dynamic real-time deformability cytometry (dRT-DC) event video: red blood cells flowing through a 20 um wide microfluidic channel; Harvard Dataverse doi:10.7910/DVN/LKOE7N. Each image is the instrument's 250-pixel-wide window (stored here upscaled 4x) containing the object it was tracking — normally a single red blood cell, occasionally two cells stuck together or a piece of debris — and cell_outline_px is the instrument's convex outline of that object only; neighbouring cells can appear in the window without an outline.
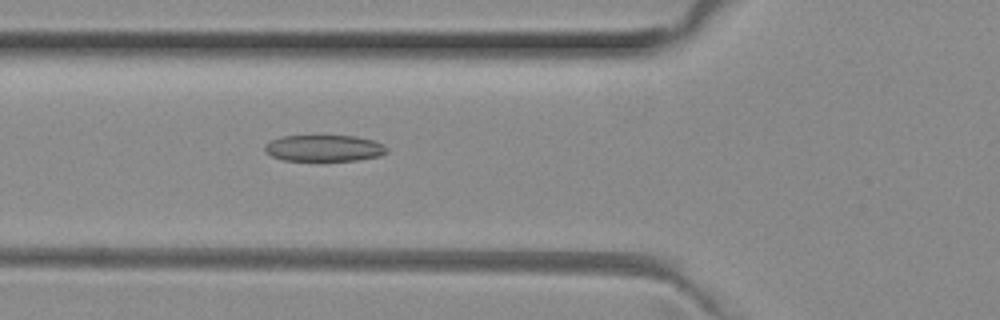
{"species": "common noctule bat (a hibernating species)", "species_latin": "Nyctalus noctula", "temperature_condition": "room temperature", "stored_images_in_passage": 46, "camera_frame_rate_fps": 3000, "um_per_image_px": 0.085, "animal": {"sex": "female", "body_mass_g": 29.2, "forearm_length_mm": 56.3}, "frame": {"image": 1, "passage_image": 13, "time_ms": 4.0, "image_size_px": [1000, 320], "cell_outline_px": [[388, 152], [380, 156], [356, 160], [284, 160], [272, 156], [264, 152], [264, 144], [280, 136], [356, 136], [372, 140], [388, 148]], "centroid_in_image_um": [27.52, 12.59], "position_along_channel_um": 98.3, "area_um2": 18.67}}
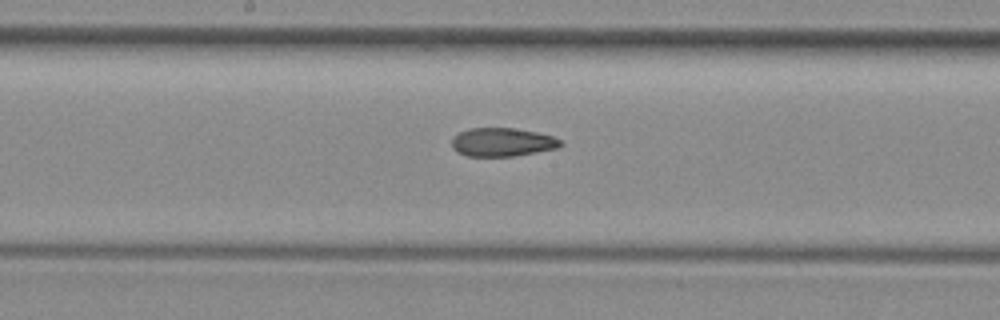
{"frame": {"image": 2, "passage_image": 21, "time_ms": 6.667, "image_size_px": [1000, 320], "cell_outline_px": [[564, 144], [556, 148], [536, 152], [512, 156], [468, 156], [456, 152], [452, 148], [452, 140], [460, 132], [468, 128], [512, 128], [536, 132], [552, 136], [560, 140]], "centroid_in_image_um": [42.68, 12.08], "position_along_channel_um": 205.5, "area_um2": 17.92}}
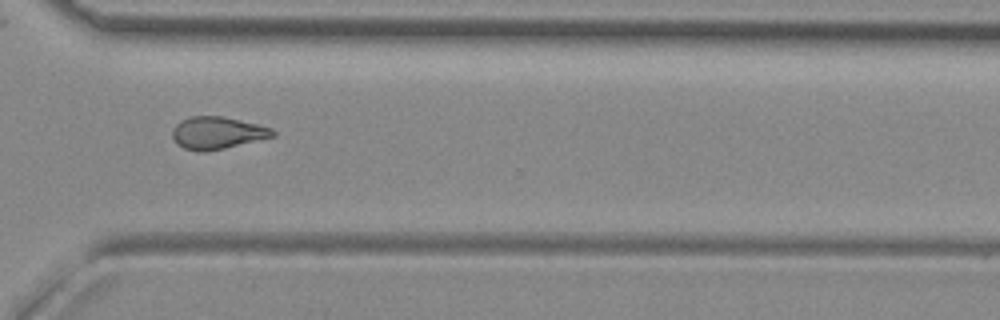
{"frame": {"image": 3, "passage_image": 32, "time_ms": 10.333, "image_size_px": [1000, 320], "cell_outline_px": [[276, 136], [224, 148], [204, 152], [200, 152], [184, 148], [176, 144], [172, 136], [172, 128], [180, 120], [192, 116], [220, 116], [256, 124], [272, 128], [276, 132]], "centroid_in_image_um": [18.44, 11.3], "position_along_channel_um": 352.2, "area_um2": 18.84}, "authors_computed_cell_mechanics": {"area_um2": 18.8428, "velocity_mm_per_s": 4.0087, "shape_relaxation_time_tau1_ms": null, "shape_relaxation_time_tau2_ms": 3.5946, "deformation_change_tau1": null, "deformation_change_tau2": 0.1174}}